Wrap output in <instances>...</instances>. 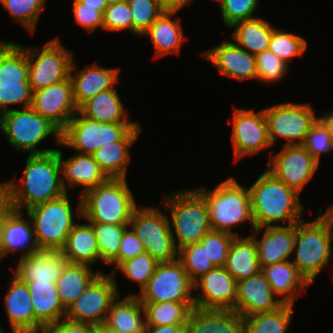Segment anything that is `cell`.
<instances>
[{
    "mask_svg": "<svg viewBox=\"0 0 333 333\" xmlns=\"http://www.w3.org/2000/svg\"><path fill=\"white\" fill-rule=\"evenodd\" d=\"M22 179L5 182L8 206L22 211L67 193L62 183L58 149L43 154H28ZM21 182V183H20Z\"/></svg>",
    "mask_w": 333,
    "mask_h": 333,
    "instance_id": "1",
    "label": "cell"
},
{
    "mask_svg": "<svg viewBox=\"0 0 333 333\" xmlns=\"http://www.w3.org/2000/svg\"><path fill=\"white\" fill-rule=\"evenodd\" d=\"M249 191L255 227L281 226V222L292 225L302 220L304 207L299 194L267 169Z\"/></svg>",
    "mask_w": 333,
    "mask_h": 333,
    "instance_id": "2",
    "label": "cell"
},
{
    "mask_svg": "<svg viewBox=\"0 0 333 333\" xmlns=\"http://www.w3.org/2000/svg\"><path fill=\"white\" fill-rule=\"evenodd\" d=\"M79 197L76 215L87 222L129 224L138 206L127 179H108Z\"/></svg>",
    "mask_w": 333,
    "mask_h": 333,
    "instance_id": "3",
    "label": "cell"
},
{
    "mask_svg": "<svg viewBox=\"0 0 333 333\" xmlns=\"http://www.w3.org/2000/svg\"><path fill=\"white\" fill-rule=\"evenodd\" d=\"M196 190L207 203L212 230L239 236L233 229L245 222H250L254 230L249 188L240 185L236 178L229 177L213 190L204 187Z\"/></svg>",
    "mask_w": 333,
    "mask_h": 333,
    "instance_id": "4",
    "label": "cell"
},
{
    "mask_svg": "<svg viewBox=\"0 0 333 333\" xmlns=\"http://www.w3.org/2000/svg\"><path fill=\"white\" fill-rule=\"evenodd\" d=\"M163 201V207L170 211V225L174 228L171 232L178 251L187 245L199 243L212 230L207 203L196 189L174 191L164 195Z\"/></svg>",
    "mask_w": 333,
    "mask_h": 333,
    "instance_id": "5",
    "label": "cell"
},
{
    "mask_svg": "<svg viewBox=\"0 0 333 333\" xmlns=\"http://www.w3.org/2000/svg\"><path fill=\"white\" fill-rule=\"evenodd\" d=\"M0 129L9 144L17 151L43 154L57 149H39L37 146L54 134L56 144H61V130L48 118L42 117L32 107L11 109L0 115Z\"/></svg>",
    "mask_w": 333,
    "mask_h": 333,
    "instance_id": "6",
    "label": "cell"
},
{
    "mask_svg": "<svg viewBox=\"0 0 333 333\" xmlns=\"http://www.w3.org/2000/svg\"><path fill=\"white\" fill-rule=\"evenodd\" d=\"M315 220L303 219L295 224L292 263L305 279L312 284L333 256L332 238L327 223L318 215Z\"/></svg>",
    "mask_w": 333,
    "mask_h": 333,
    "instance_id": "7",
    "label": "cell"
},
{
    "mask_svg": "<svg viewBox=\"0 0 333 333\" xmlns=\"http://www.w3.org/2000/svg\"><path fill=\"white\" fill-rule=\"evenodd\" d=\"M72 200L62 196L26 210L40 250L60 251L75 223Z\"/></svg>",
    "mask_w": 333,
    "mask_h": 333,
    "instance_id": "8",
    "label": "cell"
},
{
    "mask_svg": "<svg viewBox=\"0 0 333 333\" xmlns=\"http://www.w3.org/2000/svg\"><path fill=\"white\" fill-rule=\"evenodd\" d=\"M171 221L159 208L137 206L129 221V226L141 240L145 250L158 262L178 259Z\"/></svg>",
    "mask_w": 333,
    "mask_h": 333,
    "instance_id": "9",
    "label": "cell"
},
{
    "mask_svg": "<svg viewBox=\"0 0 333 333\" xmlns=\"http://www.w3.org/2000/svg\"><path fill=\"white\" fill-rule=\"evenodd\" d=\"M29 64L28 79L33 92L67 80L73 62V53L58 37L48 41L42 48L23 46Z\"/></svg>",
    "mask_w": 333,
    "mask_h": 333,
    "instance_id": "10",
    "label": "cell"
},
{
    "mask_svg": "<svg viewBox=\"0 0 333 333\" xmlns=\"http://www.w3.org/2000/svg\"><path fill=\"white\" fill-rule=\"evenodd\" d=\"M137 123H105L77 112L61 132L60 146L92 154L104 144L121 140Z\"/></svg>",
    "mask_w": 333,
    "mask_h": 333,
    "instance_id": "11",
    "label": "cell"
},
{
    "mask_svg": "<svg viewBox=\"0 0 333 333\" xmlns=\"http://www.w3.org/2000/svg\"><path fill=\"white\" fill-rule=\"evenodd\" d=\"M194 282L179 259L159 262L146 286L136 296L140 302H182L195 304Z\"/></svg>",
    "mask_w": 333,
    "mask_h": 333,
    "instance_id": "12",
    "label": "cell"
},
{
    "mask_svg": "<svg viewBox=\"0 0 333 333\" xmlns=\"http://www.w3.org/2000/svg\"><path fill=\"white\" fill-rule=\"evenodd\" d=\"M263 111L272 146L278 137L287 140L286 145H302L306 134L318 119L310 103L285 102L263 108Z\"/></svg>",
    "mask_w": 333,
    "mask_h": 333,
    "instance_id": "13",
    "label": "cell"
},
{
    "mask_svg": "<svg viewBox=\"0 0 333 333\" xmlns=\"http://www.w3.org/2000/svg\"><path fill=\"white\" fill-rule=\"evenodd\" d=\"M116 276L100 273L66 311L65 318L102 327L111 304L118 298Z\"/></svg>",
    "mask_w": 333,
    "mask_h": 333,
    "instance_id": "14",
    "label": "cell"
},
{
    "mask_svg": "<svg viewBox=\"0 0 333 333\" xmlns=\"http://www.w3.org/2000/svg\"><path fill=\"white\" fill-rule=\"evenodd\" d=\"M232 145L234 147V163L244 156L258 154L271 148L268 136V124L264 111L255 112L253 109L232 108Z\"/></svg>",
    "mask_w": 333,
    "mask_h": 333,
    "instance_id": "15",
    "label": "cell"
},
{
    "mask_svg": "<svg viewBox=\"0 0 333 333\" xmlns=\"http://www.w3.org/2000/svg\"><path fill=\"white\" fill-rule=\"evenodd\" d=\"M266 168L286 186L298 194L313 178L319 163L302 145H284L277 154L269 152Z\"/></svg>",
    "mask_w": 333,
    "mask_h": 333,
    "instance_id": "16",
    "label": "cell"
},
{
    "mask_svg": "<svg viewBox=\"0 0 333 333\" xmlns=\"http://www.w3.org/2000/svg\"><path fill=\"white\" fill-rule=\"evenodd\" d=\"M194 285L196 308L234 310L237 280L224 267H214L197 279Z\"/></svg>",
    "mask_w": 333,
    "mask_h": 333,
    "instance_id": "17",
    "label": "cell"
},
{
    "mask_svg": "<svg viewBox=\"0 0 333 333\" xmlns=\"http://www.w3.org/2000/svg\"><path fill=\"white\" fill-rule=\"evenodd\" d=\"M31 107L62 131L78 112L70 77L33 92Z\"/></svg>",
    "mask_w": 333,
    "mask_h": 333,
    "instance_id": "18",
    "label": "cell"
},
{
    "mask_svg": "<svg viewBox=\"0 0 333 333\" xmlns=\"http://www.w3.org/2000/svg\"><path fill=\"white\" fill-rule=\"evenodd\" d=\"M201 55L210 60L222 75L239 81L257 79L256 56L234 41L225 40Z\"/></svg>",
    "mask_w": 333,
    "mask_h": 333,
    "instance_id": "19",
    "label": "cell"
},
{
    "mask_svg": "<svg viewBox=\"0 0 333 333\" xmlns=\"http://www.w3.org/2000/svg\"><path fill=\"white\" fill-rule=\"evenodd\" d=\"M260 271L252 277L237 281L234 310L243 317L277 310L283 303Z\"/></svg>",
    "mask_w": 333,
    "mask_h": 333,
    "instance_id": "20",
    "label": "cell"
},
{
    "mask_svg": "<svg viewBox=\"0 0 333 333\" xmlns=\"http://www.w3.org/2000/svg\"><path fill=\"white\" fill-rule=\"evenodd\" d=\"M12 279V280H11ZM4 296L11 333H43L45 328L35 319L27 283L12 274Z\"/></svg>",
    "mask_w": 333,
    "mask_h": 333,
    "instance_id": "21",
    "label": "cell"
},
{
    "mask_svg": "<svg viewBox=\"0 0 333 333\" xmlns=\"http://www.w3.org/2000/svg\"><path fill=\"white\" fill-rule=\"evenodd\" d=\"M265 228V229H264ZM262 238L258 239L261 231ZM256 242L260 267L290 260L293 256L295 224L282 226L255 227L250 234Z\"/></svg>",
    "mask_w": 333,
    "mask_h": 333,
    "instance_id": "22",
    "label": "cell"
},
{
    "mask_svg": "<svg viewBox=\"0 0 333 333\" xmlns=\"http://www.w3.org/2000/svg\"><path fill=\"white\" fill-rule=\"evenodd\" d=\"M14 275L23 282L56 283L68 263L61 251L40 250L20 257Z\"/></svg>",
    "mask_w": 333,
    "mask_h": 333,
    "instance_id": "23",
    "label": "cell"
},
{
    "mask_svg": "<svg viewBox=\"0 0 333 333\" xmlns=\"http://www.w3.org/2000/svg\"><path fill=\"white\" fill-rule=\"evenodd\" d=\"M74 59L70 68V79L73 86V97L76 106L79 108L85 101L96 94L114 88L115 83L120 80L119 69L105 68L99 65H88L76 74Z\"/></svg>",
    "mask_w": 333,
    "mask_h": 333,
    "instance_id": "24",
    "label": "cell"
},
{
    "mask_svg": "<svg viewBox=\"0 0 333 333\" xmlns=\"http://www.w3.org/2000/svg\"><path fill=\"white\" fill-rule=\"evenodd\" d=\"M22 213L9 206L3 210L4 257L18 251H21V257L40 251L31 218L28 214L23 218Z\"/></svg>",
    "mask_w": 333,
    "mask_h": 333,
    "instance_id": "25",
    "label": "cell"
},
{
    "mask_svg": "<svg viewBox=\"0 0 333 333\" xmlns=\"http://www.w3.org/2000/svg\"><path fill=\"white\" fill-rule=\"evenodd\" d=\"M58 157L62 169V183L66 192L67 188L83 186L81 195L88 189L103 184L109 179L94 160L92 154L78 153L64 160L61 149H58Z\"/></svg>",
    "mask_w": 333,
    "mask_h": 333,
    "instance_id": "26",
    "label": "cell"
},
{
    "mask_svg": "<svg viewBox=\"0 0 333 333\" xmlns=\"http://www.w3.org/2000/svg\"><path fill=\"white\" fill-rule=\"evenodd\" d=\"M141 131L140 123H137L121 140L104 144L92 153L109 179H126L127 166L131 163L129 148Z\"/></svg>",
    "mask_w": 333,
    "mask_h": 333,
    "instance_id": "27",
    "label": "cell"
},
{
    "mask_svg": "<svg viewBox=\"0 0 333 333\" xmlns=\"http://www.w3.org/2000/svg\"><path fill=\"white\" fill-rule=\"evenodd\" d=\"M185 333H244V317L235 310L194 307L188 315Z\"/></svg>",
    "mask_w": 333,
    "mask_h": 333,
    "instance_id": "28",
    "label": "cell"
},
{
    "mask_svg": "<svg viewBox=\"0 0 333 333\" xmlns=\"http://www.w3.org/2000/svg\"><path fill=\"white\" fill-rule=\"evenodd\" d=\"M261 272L283 304L294 305L300 291L311 285L290 260L262 267Z\"/></svg>",
    "mask_w": 333,
    "mask_h": 333,
    "instance_id": "29",
    "label": "cell"
},
{
    "mask_svg": "<svg viewBox=\"0 0 333 333\" xmlns=\"http://www.w3.org/2000/svg\"><path fill=\"white\" fill-rule=\"evenodd\" d=\"M120 298L119 295L111 304L102 327L116 333H144L146 325L143 304L136 296L129 294L122 300Z\"/></svg>",
    "mask_w": 333,
    "mask_h": 333,
    "instance_id": "30",
    "label": "cell"
},
{
    "mask_svg": "<svg viewBox=\"0 0 333 333\" xmlns=\"http://www.w3.org/2000/svg\"><path fill=\"white\" fill-rule=\"evenodd\" d=\"M176 14L177 12H164L141 35V37L149 36V38H151L150 40L156 50L155 58H159L170 53H181V46L186 38L184 36L180 19H171Z\"/></svg>",
    "mask_w": 333,
    "mask_h": 333,
    "instance_id": "31",
    "label": "cell"
},
{
    "mask_svg": "<svg viewBox=\"0 0 333 333\" xmlns=\"http://www.w3.org/2000/svg\"><path fill=\"white\" fill-rule=\"evenodd\" d=\"M78 112L98 122L138 123L129 121L128 113L115 87L102 91L85 101L78 108Z\"/></svg>",
    "mask_w": 333,
    "mask_h": 333,
    "instance_id": "32",
    "label": "cell"
},
{
    "mask_svg": "<svg viewBox=\"0 0 333 333\" xmlns=\"http://www.w3.org/2000/svg\"><path fill=\"white\" fill-rule=\"evenodd\" d=\"M68 263L91 266L99 261V248L93 227L89 223H76L60 250Z\"/></svg>",
    "mask_w": 333,
    "mask_h": 333,
    "instance_id": "33",
    "label": "cell"
},
{
    "mask_svg": "<svg viewBox=\"0 0 333 333\" xmlns=\"http://www.w3.org/2000/svg\"><path fill=\"white\" fill-rule=\"evenodd\" d=\"M224 268L237 280H243L261 271L255 239L235 236L232 240Z\"/></svg>",
    "mask_w": 333,
    "mask_h": 333,
    "instance_id": "34",
    "label": "cell"
},
{
    "mask_svg": "<svg viewBox=\"0 0 333 333\" xmlns=\"http://www.w3.org/2000/svg\"><path fill=\"white\" fill-rule=\"evenodd\" d=\"M30 291L35 319L46 329L65 318L56 283L25 282Z\"/></svg>",
    "mask_w": 333,
    "mask_h": 333,
    "instance_id": "35",
    "label": "cell"
},
{
    "mask_svg": "<svg viewBox=\"0 0 333 333\" xmlns=\"http://www.w3.org/2000/svg\"><path fill=\"white\" fill-rule=\"evenodd\" d=\"M102 271H93L91 266L67 263L56 281L57 293L63 308L67 311L89 284Z\"/></svg>",
    "mask_w": 333,
    "mask_h": 333,
    "instance_id": "36",
    "label": "cell"
},
{
    "mask_svg": "<svg viewBox=\"0 0 333 333\" xmlns=\"http://www.w3.org/2000/svg\"><path fill=\"white\" fill-rule=\"evenodd\" d=\"M233 41L252 55L269 49L273 25L262 18L254 17L234 24Z\"/></svg>",
    "mask_w": 333,
    "mask_h": 333,
    "instance_id": "37",
    "label": "cell"
},
{
    "mask_svg": "<svg viewBox=\"0 0 333 333\" xmlns=\"http://www.w3.org/2000/svg\"><path fill=\"white\" fill-rule=\"evenodd\" d=\"M29 64L23 45L0 40V84L29 82Z\"/></svg>",
    "mask_w": 333,
    "mask_h": 333,
    "instance_id": "38",
    "label": "cell"
},
{
    "mask_svg": "<svg viewBox=\"0 0 333 333\" xmlns=\"http://www.w3.org/2000/svg\"><path fill=\"white\" fill-rule=\"evenodd\" d=\"M144 307L145 325H185L194 303L182 302H141Z\"/></svg>",
    "mask_w": 333,
    "mask_h": 333,
    "instance_id": "39",
    "label": "cell"
},
{
    "mask_svg": "<svg viewBox=\"0 0 333 333\" xmlns=\"http://www.w3.org/2000/svg\"><path fill=\"white\" fill-rule=\"evenodd\" d=\"M293 308L294 305L283 304L277 310L244 317V333H286Z\"/></svg>",
    "mask_w": 333,
    "mask_h": 333,
    "instance_id": "40",
    "label": "cell"
},
{
    "mask_svg": "<svg viewBox=\"0 0 333 333\" xmlns=\"http://www.w3.org/2000/svg\"><path fill=\"white\" fill-rule=\"evenodd\" d=\"M88 223L93 227L97 238L101 263L109 264L118 255L124 231L129 224Z\"/></svg>",
    "mask_w": 333,
    "mask_h": 333,
    "instance_id": "41",
    "label": "cell"
},
{
    "mask_svg": "<svg viewBox=\"0 0 333 333\" xmlns=\"http://www.w3.org/2000/svg\"><path fill=\"white\" fill-rule=\"evenodd\" d=\"M47 0H0L12 19L21 23L30 34H34L40 14Z\"/></svg>",
    "mask_w": 333,
    "mask_h": 333,
    "instance_id": "42",
    "label": "cell"
},
{
    "mask_svg": "<svg viewBox=\"0 0 333 333\" xmlns=\"http://www.w3.org/2000/svg\"><path fill=\"white\" fill-rule=\"evenodd\" d=\"M305 38L295 33H288L273 26L269 50L289 66L292 58L302 55L307 49Z\"/></svg>",
    "mask_w": 333,
    "mask_h": 333,
    "instance_id": "43",
    "label": "cell"
},
{
    "mask_svg": "<svg viewBox=\"0 0 333 333\" xmlns=\"http://www.w3.org/2000/svg\"><path fill=\"white\" fill-rule=\"evenodd\" d=\"M158 264L159 262L155 258L149 253L144 252L121 263L116 269L112 270L110 274L116 276V270L121 271L125 277L140 284L139 292H141L155 272Z\"/></svg>",
    "mask_w": 333,
    "mask_h": 333,
    "instance_id": "44",
    "label": "cell"
},
{
    "mask_svg": "<svg viewBox=\"0 0 333 333\" xmlns=\"http://www.w3.org/2000/svg\"><path fill=\"white\" fill-rule=\"evenodd\" d=\"M178 259L193 282L214 268V265L207 257L206 248L200 243L187 245L180 249Z\"/></svg>",
    "mask_w": 333,
    "mask_h": 333,
    "instance_id": "45",
    "label": "cell"
},
{
    "mask_svg": "<svg viewBox=\"0 0 333 333\" xmlns=\"http://www.w3.org/2000/svg\"><path fill=\"white\" fill-rule=\"evenodd\" d=\"M133 20V34L142 35L165 11L158 0H128Z\"/></svg>",
    "mask_w": 333,
    "mask_h": 333,
    "instance_id": "46",
    "label": "cell"
},
{
    "mask_svg": "<svg viewBox=\"0 0 333 333\" xmlns=\"http://www.w3.org/2000/svg\"><path fill=\"white\" fill-rule=\"evenodd\" d=\"M235 236L226 232L211 230L200 240V244L206 248L207 257L214 267H224L229 249Z\"/></svg>",
    "mask_w": 333,
    "mask_h": 333,
    "instance_id": "47",
    "label": "cell"
},
{
    "mask_svg": "<svg viewBox=\"0 0 333 333\" xmlns=\"http://www.w3.org/2000/svg\"><path fill=\"white\" fill-rule=\"evenodd\" d=\"M257 80L275 83L283 79L289 66L269 49L256 55Z\"/></svg>",
    "mask_w": 333,
    "mask_h": 333,
    "instance_id": "48",
    "label": "cell"
},
{
    "mask_svg": "<svg viewBox=\"0 0 333 333\" xmlns=\"http://www.w3.org/2000/svg\"><path fill=\"white\" fill-rule=\"evenodd\" d=\"M219 4L222 22L229 29L238 22L254 18L259 0H222Z\"/></svg>",
    "mask_w": 333,
    "mask_h": 333,
    "instance_id": "49",
    "label": "cell"
},
{
    "mask_svg": "<svg viewBox=\"0 0 333 333\" xmlns=\"http://www.w3.org/2000/svg\"><path fill=\"white\" fill-rule=\"evenodd\" d=\"M302 146L320 163V156L333 151V140L325 125L317 119L306 134Z\"/></svg>",
    "mask_w": 333,
    "mask_h": 333,
    "instance_id": "50",
    "label": "cell"
},
{
    "mask_svg": "<svg viewBox=\"0 0 333 333\" xmlns=\"http://www.w3.org/2000/svg\"><path fill=\"white\" fill-rule=\"evenodd\" d=\"M102 29L104 31H124L133 33V20L130 6L127 2L108 4L103 13Z\"/></svg>",
    "mask_w": 333,
    "mask_h": 333,
    "instance_id": "51",
    "label": "cell"
},
{
    "mask_svg": "<svg viewBox=\"0 0 333 333\" xmlns=\"http://www.w3.org/2000/svg\"><path fill=\"white\" fill-rule=\"evenodd\" d=\"M33 91L29 82L20 84H0V115L13 108L8 106L23 104V108L31 107Z\"/></svg>",
    "mask_w": 333,
    "mask_h": 333,
    "instance_id": "52",
    "label": "cell"
},
{
    "mask_svg": "<svg viewBox=\"0 0 333 333\" xmlns=\"http://www.w3.org/2000/svg\"><path fill=\"white\" fill-rule=\"evenodd\" d=\"M72 10L75 22L88 33L94 32L97 27L103 24V12L99 11V7L85 6L79 0H73Z\"/></svg>",
    "mask_w": 333,
    "mask_h": 333,
    "instance_id": "53",
    "label": "cell"
},
{
    "mask_svg": "<svg viewBox=\"0 0 333 333\" xmlns=\"http://www.w3.org/2000/svg\"><path fill=\"white\" fill-rule=\"evenodd\" d=\"M144 252H146V250L141 240L137 237L131 227L128 226L124 231L118 255L108 265L114 264L115 268H117L121 263Z\"/></svg>",
    "mask_w": 333,
    "mask_h": 333,
    "instance_id": "54",
    "label": "cell"
},
{
    "mask_svg": "<svg viewBox=\"0 0 333 333\" xmlns=\"http://www.w3.org/2000/svg\"><path fill=\"white\" fill-rule=\"evenodd\" d=\"M97 328L92 324L75 322L63 318L56 324L46 328L43 333H96Z\"/></svg>",
    "mask_w": 333,
    "mask_h": 333,
    "instance_id": "55",
    "label": "cell"
},
{
    "mask_svg": "<svg viewBox=\"0 0 333 333\" xmlns=\"http://www.w3.org/2000/svg\"><path fill=\"white\" fill-rule=\"evenodd\" d=\"M144 333H185V325L145 326Z\"/></svg>",
    "mask_w": 333,
    "mask_h": 333,
    "instance_id": "56",
    "label": "cell"
},
{
    "mask_svg": "<svg viewBox=\"0 0 333 333\" xmlns=\"http://www.w3.org/2000/svg\"><path fill=\"white\" fill-rule=\"evenodd\" d=\"M165 12H179L193 0H158Z\"/></svg>",
    "mask_w": 333,
    "mask_h": 333,
    "instance_id": "57",
    "label": "cell"
},
{
    "mask_svg": "<svg viewBox=\"0 0 333 333\" xmlns=\"http://www.w3.org/2000/svg\"><path fill=\"white\" fill-rule=\"evenodd\" d=\"M321 212H322V210L320 208L319 211L317 212V214L319 213L321 218L327 223L330 233H331V238L333 241V205L329 206L324 213L323 212L321 213Z\"/></svg>",
    "mask_w": 333,
    "mask_h": 333,
    "instance_id": "58",
    "label": "cell"
},
{
    "mask_svg": "<svg viewBox=\"0 0 333 333\" xmlns=\"http://www.w3.org/2000/svg\"><path fill=\"white\" fill-rule=\"evenodd\" d=\"M318 119L328 129V132L330 133L333 140V111H329L328 113L321 115V117H318Z\"/></svg>",
    "mask_w": 333,
    "mask_h": 333,
    "instance_id": "59",
    "label": "cell"
},
{
    "mask_svg": "<svg viewBox=\"0 0 333 333\" xmlns=\"http://www.w3.org/2000/svg\"><path fill=\"white\" fill-rule=\"evenodd\" d=\"M84 3L85 6L99 7V11L103 12L106 10L108 3L106 0H79Z\"/></svg>",
    "mask_w": 333,
    "mask_h": 333,
    "instance_id": "60",
    "label": "cell"
},
{
    "mask_svg": "<svg viewBox=\"0 0 333 333\" xmlns=\"http://www.w3.org/2000/svg\"><path fill=\"white\" fill-rule=\"evenodd\" d=\"M8 206L7 187L5 182L0 183V213Z\"/></svg>",
    "mask_w": 333,
    "mask_h": 333,
    "instance_id": "61",
    "label": "cell"
},
{
    "mask_svg": "<svg viewBox=\"0 0 333 333\" xmlns=\"http://www.w3.org/2000/svg\"><path fill=\"white\" fill-rule=\"evenodd\" d=\"M4 259V245H3V211L0 213V262Z\"/></svg>",
    "mask_w": 333,
    "mask_h": 333,
    "instance_id": "62",
    "label": "cell"
},
{
    "mask_svg": "<svg viewBox=\"0 0 333 333\" xmlns=\"http://www.w3.org/2000/svg\"><path fill=\"white\" fill-rule=\"evenodd\" d=\"M96 333H116V332L108 331L103 327H98Z\"/></svg>",
    "mask_w": 333,
    "mask_h": 333,
    "instance_id": "63",
    "label": "cell"
},
{
    "mask_svg": "<svg viewBox=\"0 0 333 333\" xmlns=\"http://www.w3.org/2000/svg\"><path fill=\"white\" fill-rule=\"evenodd\" d=\"M108 4L118 3V2H128V0H106Z\"/></svg>",
    "mask_w": 333,
    "mask_h": 333,
    "instance_id": "64",
    "label": "cell"
},
{
    "mask_svg": "<svg viewBox=\"0 0 333 333\" xmlns=\"http://www.w3.org/2000/svg\"><path fill=\"white\" fill-rule=\"evenodd\" d=\"M0 333H5L4 330L0 327Z\"/></svg>",
    "mask_w": 333,
    "mask_h": 333,
    "instance_id": "65",
    "label": "cell"
}]
</instances>
